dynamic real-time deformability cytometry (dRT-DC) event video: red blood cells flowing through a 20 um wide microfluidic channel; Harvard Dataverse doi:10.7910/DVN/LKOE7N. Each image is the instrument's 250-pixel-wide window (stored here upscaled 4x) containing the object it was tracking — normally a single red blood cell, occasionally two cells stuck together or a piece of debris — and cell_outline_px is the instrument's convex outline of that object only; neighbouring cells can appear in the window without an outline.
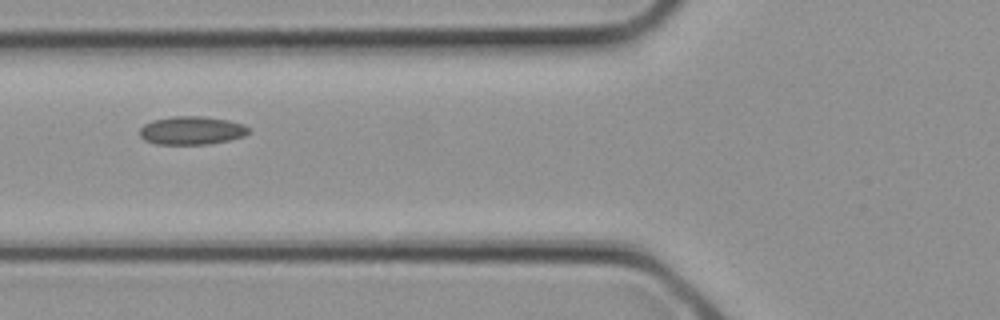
{"species": "common noctule bat (a hibernating species)", "species_latin": "Nyctalus noctula", "temperature_condition": "cold", "stored_images_in_passage": 3, "camera_frame_rate_fps": 3000, "um_per_image_px": 0.085, "animal": {"sex": "female", "body_mass_g": 21.9}, "frame": {"image": 1, "passage_image": 3, "time_ms": 0.667, "image_size_px": [1000, 320], "cell_outline_px": [[248, 132], [244, 136], [228, 140], [208, 144], [156, 144], [144, 140], [140, 136], [140, 128], [144, 124], [152, 120], [172, 116], [200, 116], [228, 120], [244, 124], [248, 128]], "centroid_in_image_um": [16.26, 11.09], "position_along_channel_um": 109.5, "area_um2": 17.92}}